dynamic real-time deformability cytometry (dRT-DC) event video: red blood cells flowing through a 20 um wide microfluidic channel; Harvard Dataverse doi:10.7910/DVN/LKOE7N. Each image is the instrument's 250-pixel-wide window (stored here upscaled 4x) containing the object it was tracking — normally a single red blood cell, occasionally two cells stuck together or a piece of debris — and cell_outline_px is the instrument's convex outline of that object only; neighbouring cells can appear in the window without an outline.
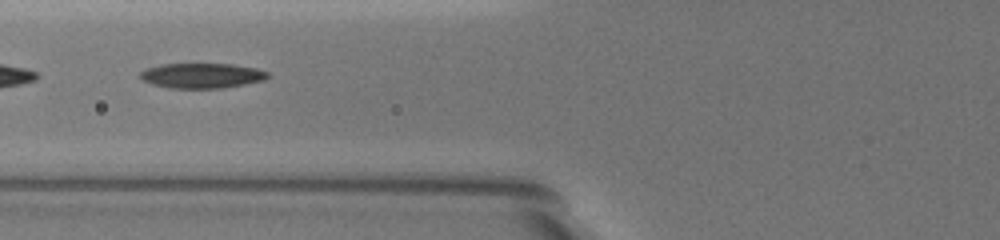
{"species": "common noctule bat (a hibernating species)", "species_latin": "Nyctalus noctula", "temperature_condition": "warm", "stored_images_in_passage": 5, "camera_frame_rate_fps": 3000, "um_per_image_px": 0.085, "animal": {"sex": "female", "body_mass_g": 19.5, "forearm_length_mm": 54.1}, "frame": {"image": 1, "passage_image": 2, "time_ms": 0.333, "image_size_px": [1000, 240], "cell_outline_px": [[268, 76], [264, 80], [244, 84], [220, 88], [172, 88], [152, 84], [144, 80], [140, 76], [140, 72], [148, 68], [160, 64], [232, 64], [256, 68], [268, 72]], "centroid_in_image_um": [17.16, 6.42], "position_along_channel_um": 108.6, "area_um2": 18.38}}